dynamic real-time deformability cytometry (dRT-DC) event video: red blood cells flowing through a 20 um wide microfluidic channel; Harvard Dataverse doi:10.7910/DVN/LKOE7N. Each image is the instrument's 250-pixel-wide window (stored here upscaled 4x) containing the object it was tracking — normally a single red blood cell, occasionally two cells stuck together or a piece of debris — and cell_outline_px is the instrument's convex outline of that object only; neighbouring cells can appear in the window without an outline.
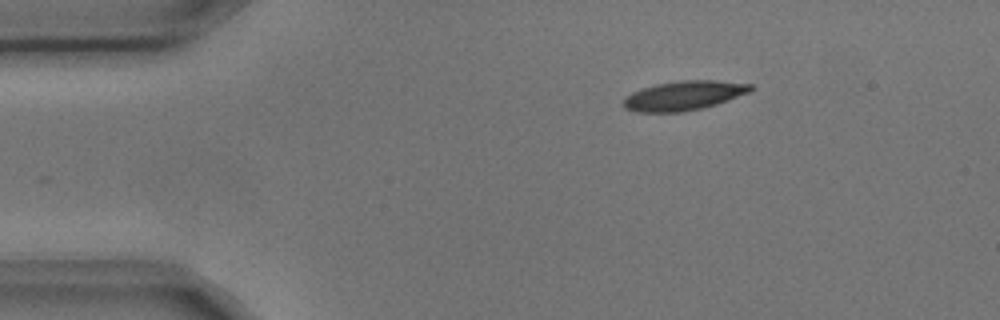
{"species": "common noctule bat (a hibernating species)", "species_latin": "Nyctalus noctula", "temperature_condition": "cold", "stored_images_in_passage": 3, "camera_frame_rate_fps": 3000, "um_per_image_px": 0.085, "animal": {"sex": "male", "body_mass_g": 17.9, "forearm_length_mm": 54.2}, "frame": {"image": 1, "passage_image": 1, "time_ms": 0.0, "image_size_px": [1000, 320], "cell_outline_px": [[756, 88], [748, 92], [728, 100], [716, 104], [700, 108], [680, 112], [636, 112], [624, 108], [620, 104], [632, 92], [656, 84], [680, 80], [716, 80], [752, 84]], "centroid_in_image_um": [58.12, 8.12], "position_along_channel_um": 26.9, "area_um2": 21.68}}
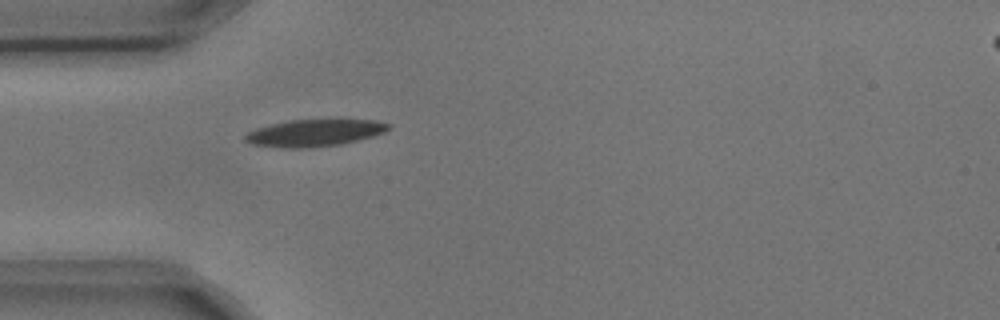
{"frame": {"image": 2, "passage_image": 3, "time_ms": 0.667, "image_size_px": [1000, 320], "cell_outline_px": [[392, 128], [384, 132], [372, 136], [340, 144], [312, 148], [280, 148], [252, 144], [244, 140], [244, 136], [248, 132], [256, 128], [272, 124], [292, 120], [336, 116], [376, 120], [392, 124]], "centroid_in_image_um": [26.82, 11.24], "position_along_channel_um": 58.2, "area_um2": 23.7}}